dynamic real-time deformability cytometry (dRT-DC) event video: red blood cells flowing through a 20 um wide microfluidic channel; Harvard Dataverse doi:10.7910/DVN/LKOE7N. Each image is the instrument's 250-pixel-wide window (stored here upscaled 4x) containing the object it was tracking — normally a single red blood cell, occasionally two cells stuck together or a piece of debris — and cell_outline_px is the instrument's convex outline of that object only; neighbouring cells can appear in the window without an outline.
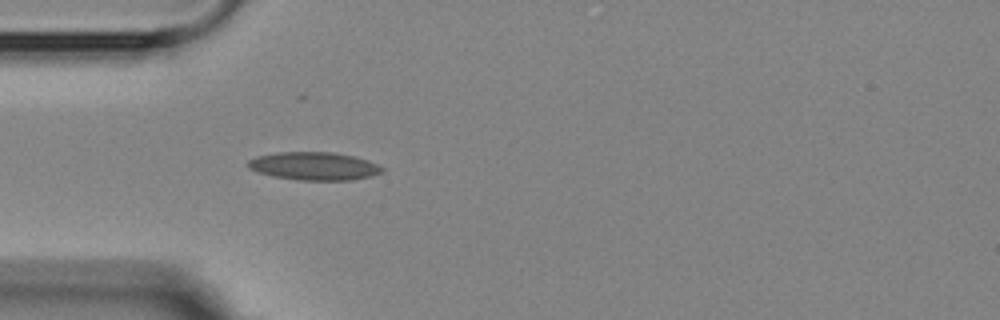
{"species": "Egyptian fruit bat (a non-hibernating species)", "species_latin": "Rousettus aegyptiacus", "temperature_condition": "room temperature", "stored_images_in_passage": 4, "camera_frame_rate_fps": 3000, "um_per_image_px": 0.085, "animal": {"sex": "female"}, "frame": {"image": 1, "passage_image": 4, "time_ms": 5.0, "image_size_px": [1000, 320], "cell_outline_px": [[384, 172], [372, 176], [352, 180], [300, 180], [272, 176], [256, 172], [248, 168], [248, 160], [256, 156], [276, 152], [332, 152], [352, 156], [368, 160], [384, 168]], "centroid_in_image_um": [26.69, 14.12], "position_along_channel_um": 58.3, "area_um2": 22.02}}